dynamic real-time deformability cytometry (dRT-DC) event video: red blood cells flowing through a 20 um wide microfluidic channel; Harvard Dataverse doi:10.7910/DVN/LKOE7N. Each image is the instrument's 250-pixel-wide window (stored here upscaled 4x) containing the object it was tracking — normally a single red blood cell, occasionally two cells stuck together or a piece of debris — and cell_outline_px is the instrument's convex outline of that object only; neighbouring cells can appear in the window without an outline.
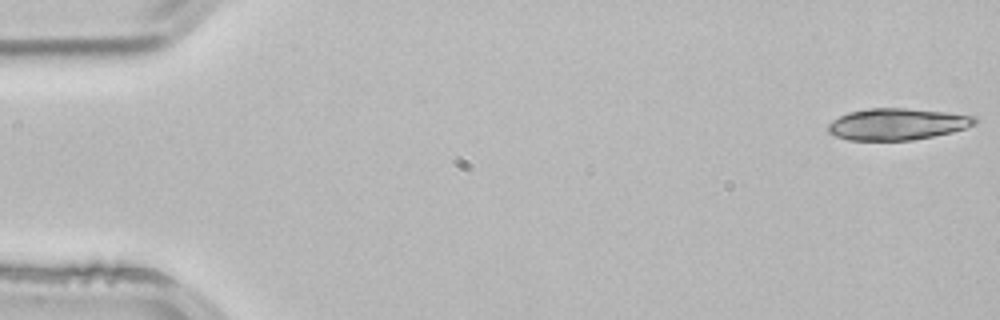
{"species": "common noctule bat (a hibernating species)", "species_latin": "Nyctalus noctula", "temperature_condition": "room temperature", "stored_images_in_passage": 5, "camera_frame_rate_fps": 3000, "um_per_image_px": 0.085, "animal": {"sex": "male", "body_mass_g": 21.5, "forearm_length_mm": 52.0}, "frame": {"image": 1, "passage_image": 1, "time_ms": 0.0, "image_size_px": [1000, 320], "cell_outline_px": [[976, 124], [952, 132], [912, 140], [848, 140], [836, 136], [828, 132], [828, 124], [832, 120], [848, 112], [868, 108], [904, 108], [944, 112], [976, 116]], "centroid_in_image_um": [76.24, 10.55], "position_along_channel_um": 8.8, "area_um2": 26.88}}